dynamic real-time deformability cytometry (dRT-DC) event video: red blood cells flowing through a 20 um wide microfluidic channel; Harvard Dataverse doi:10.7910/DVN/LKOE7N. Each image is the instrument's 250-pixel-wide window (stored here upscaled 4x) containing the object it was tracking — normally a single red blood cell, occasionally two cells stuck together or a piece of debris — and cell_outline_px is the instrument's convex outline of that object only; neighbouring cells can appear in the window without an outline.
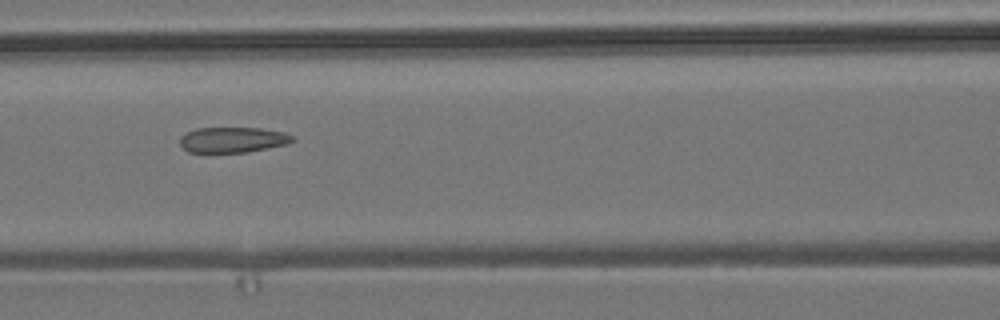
{"species": "common noctule bat (a hibernating species)", "species_latin": "Nyctalus noctula", "temperature_condition": "room temperature", "stored_images_in_passage": 5, "camera_frame_rate_fps": 3000, "um_per_image_px": 0.085, "animal": {"sex": "male", "body_mass_g": 19.2, "forearm_length_mm": 51.8}, "frame": {"image": 1, "passage_image": 3, "time_ms": 2.333, "image_size_px": [1000, 320], "cell_outline_px": [[296, 140], [288, 144], [248, 152], [188, 152], [180, 144], [180, 136], [196, 128], [260, 128], [284, 132], [292, 136]], "centroid_in_image_um": [19.81, 11.88], "position_along_channel_um": 146.8, "area_um2": 16.7}}
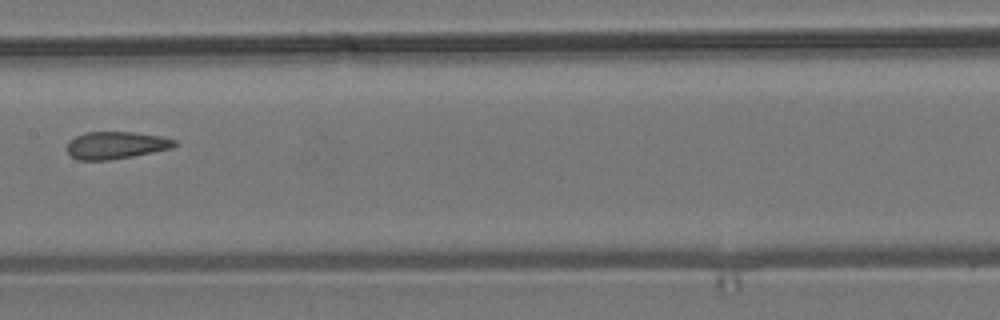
{"frame": {"image": 2, "passage_image": 4, "time_ms": 3.667, "image_size_px": [1000, 320], "cell_outline_px": [[180, 144], [172, 148], [132, 156], [108, 160], [76, 160], [68, 152], [68, 140], [84, 132], [136, 132], [160, 136], [176, 140]], "centroid_in_image_um": [9.87, 12.33], "position_along_channel_um": 197.5, "area_um2": 17.17}}
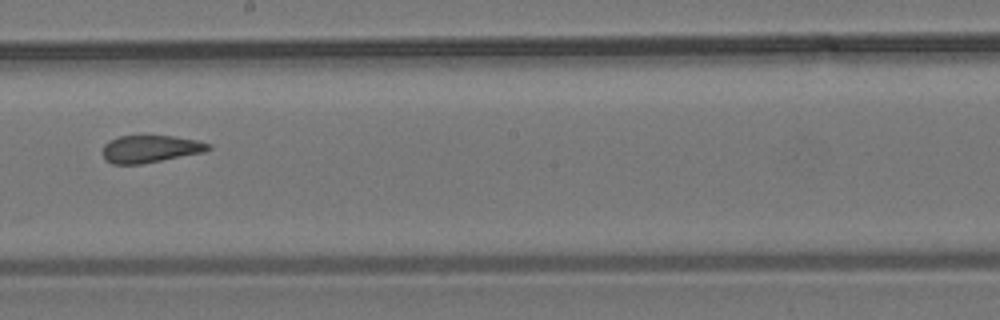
{"frame": {"image": 3, "passage_image": 5, "time_ms": 4.667, "image_size_px": [1000, 320], "cell_outline_px": [[212, 148], [204, 152], [140, 164], [112, 164], [104, 160], [100, 152], [104, 144], [108, 140], [120, 136], [172, 136], [200, 140], [212, 144]], "centroid_in_image_um": [12.75, 12.65], "position_along_channel_um": 235.5, "area_um2": 17.11}}